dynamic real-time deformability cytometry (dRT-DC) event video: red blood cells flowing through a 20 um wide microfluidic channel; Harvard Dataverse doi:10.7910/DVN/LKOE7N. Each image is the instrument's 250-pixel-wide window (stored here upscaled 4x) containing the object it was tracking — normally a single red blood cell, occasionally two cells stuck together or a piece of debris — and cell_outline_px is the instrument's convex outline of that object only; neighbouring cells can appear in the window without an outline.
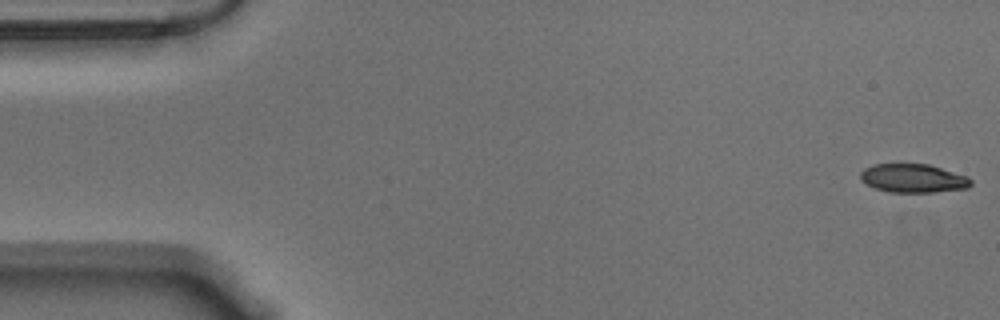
{"species": "Egyptian fruit bat (a non-hibernating species)", "species_latin": "Rousettus aegyptiacus", "temperature_condition": "warm", "stored_images_in_passage": 6, "camera_frame_rate_fps": 3000, "um_per_image_px": 0.085, "animal": {"sex": "male"}, "frame": {"image": 1, "passage_image": 1, "time_ms": 0.0, "image_size_px": [1000, 320], "cell_outline_px": [[972, 184], [968, 188], [932, 192], [888, 192], [876, 188], [860, 180], [860, 172], [864, 168], [872, 164], [928, 164], [968, 176], [972, 180]], "centroid_in_image_um": [77.62, 15.15], "position_along_channel_um": 7.4, "area_um2": 18.44}}
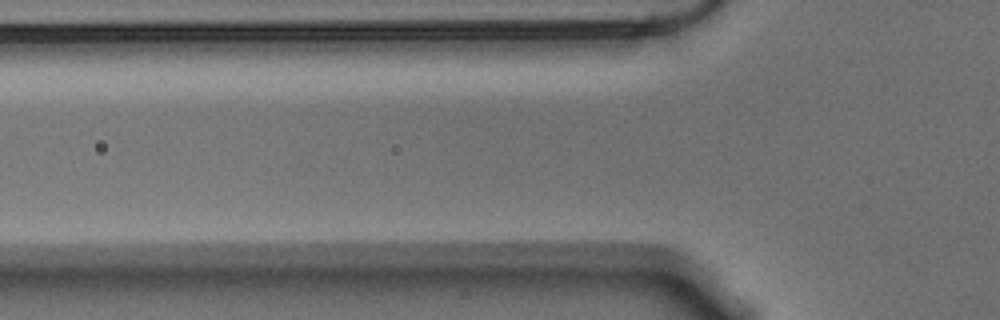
{"frame": {"image": 2, "passage_image": 4, "time_ms": 1.0, "image_size_px": [1000, 320], "cell_outline_px": [[292, 208], [284, 212], [264, 216], [156, 212], [144, 208], [152, 200], [252, 200]], "centroid_in_image_um": [18.41, 17.62], "position_along_channel_um": 107.4, "area_um2": 13.01}}